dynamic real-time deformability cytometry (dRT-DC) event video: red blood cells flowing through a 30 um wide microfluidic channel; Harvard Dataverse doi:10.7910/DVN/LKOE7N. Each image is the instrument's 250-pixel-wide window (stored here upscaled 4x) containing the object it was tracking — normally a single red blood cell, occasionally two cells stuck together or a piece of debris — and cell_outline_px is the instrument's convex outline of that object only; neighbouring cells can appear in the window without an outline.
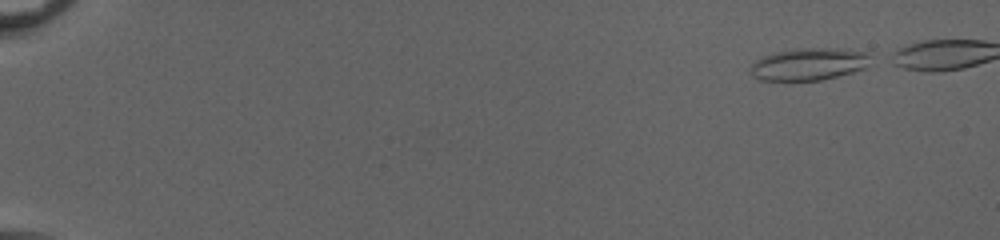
{"species": "common noctule bat (a hibernating species)", "species_latin": "Nyctalus noctula", "temperature_condition": "cold", "stored_images_in_passage": 45, "camera_frame_rate_fps": 3000, "um_per_image_px": 0.085, "animal": {"sex": "female", "body_mass_g": 20.0, "forearm_length_mm": 54.0}, "frame": {"image": 1, "passage_image": 1, "time_ms": 0.0, "image_size_px": [1000, 240], "cell_outline_px": [[876, 64], [868, 68], [820, 80], [760, 80], [752, 72], [752, 64], [756, 60], [764, 56], [776, 52], [792, 48], [844, 48], [868, 52], [876, 60]], "centroid_in_image_um": [68.93, 5.42], "position_along_channel_um": 16.1, "area_um2": 23.0}}
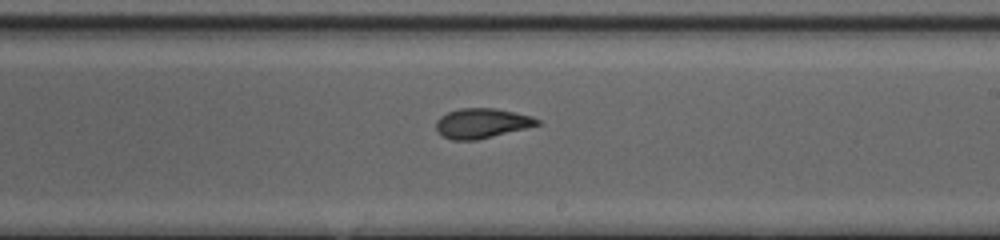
{"frame": {"image": 2, "passage_image": 30, "time_ms": 9.667, "image_size_px": [1000, 240], "cell_outline_px": [[540, 124], [476, 140], [452, 140], [444, 136], [436, 128], [436, 120], [440, 116], [448, 112], [460, 108], [496, 108], [532, 116], [540, 120]], "centroid_in_image_um": [40.93, 10.46], "position_along_channel_um": 248.1, "area_um2": 17.34}}
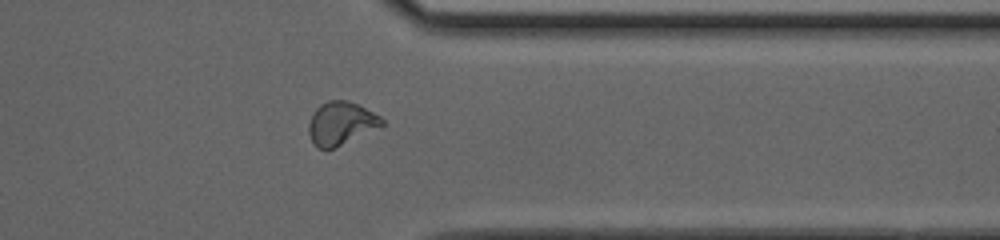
{"frame": {"image": 3, "passage_image": 40, "time_ms": 13.0, "image_size_px": [1000, 240], "cell_outline_px": [[384, 124], [336, 148], [316, 148], [308, 132], [308, 124], [312, 112], [320, 104], [328, 100], [348, 100], [380, 116], [384, 120]], "centroid_in_image_um": [28.94, 10.48], "position_along_channel_um": 382.5, "area_um2": 18.26}}